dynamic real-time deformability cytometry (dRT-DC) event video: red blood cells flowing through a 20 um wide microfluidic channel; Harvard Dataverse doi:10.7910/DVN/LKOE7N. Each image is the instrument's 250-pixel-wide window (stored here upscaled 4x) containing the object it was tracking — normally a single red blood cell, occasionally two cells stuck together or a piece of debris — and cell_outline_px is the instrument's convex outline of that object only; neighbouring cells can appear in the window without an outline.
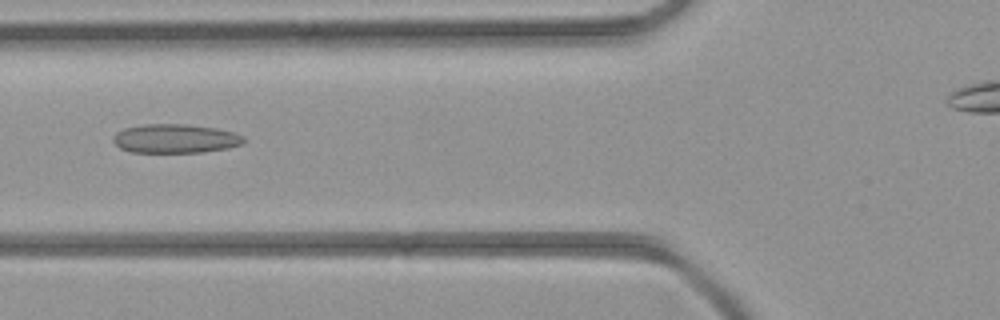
{"species": "common noctule bat (a hibernating species)", "species_latin": "Nyctalus noctula", "temperature_condition": "room temperature", "stored_images_in_passage": 6, "camera_frame_rate_fps": 3000, "um_per_image_px": 0.085, "animal": {"sex": "female", "body_mass_g": 21.9}, "frame": {"image": 1, "passage_image": 5, "time_ms": 4.667, "image_size_px": [1000, 320], "cell_outline_px": [[244, 140], [240, 144], [228, 148], [204, 152], [128, 152], [120, 148], [112, 140], [112, 136], [116, 132], [124, 128], [144, 124], [188, 124], [216, 128], [232, 132], [244, 136]], "centroid_in_image_um": [14.86, 11.78], "position_along_channel_um": 110.9, "area_um2": 22.08}}